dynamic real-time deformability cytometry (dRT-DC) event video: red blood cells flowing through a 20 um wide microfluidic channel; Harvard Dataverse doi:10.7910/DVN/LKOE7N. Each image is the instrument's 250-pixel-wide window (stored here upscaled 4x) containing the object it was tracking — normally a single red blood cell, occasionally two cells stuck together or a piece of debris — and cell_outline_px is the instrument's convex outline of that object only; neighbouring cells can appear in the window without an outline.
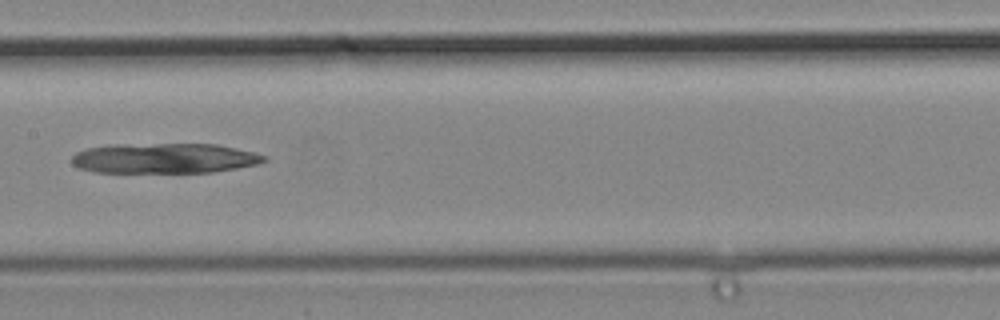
{"species": "common noctule bat (a hibernating species)", "species_latin": "Nyctalus noctula", "temperature_condition": "cold", "stored_images_in_passage": 34, "camera_frame_rate_fps": 3000, "um_per_image_px": 0.085, "animal": {"sex": "male", "body_mass_g": 19.2, "forearm_length_mm": 51.8}, "frame": {"image": 1, "passage_image": 13, "time_ms": 4.0, "image_size_px": [1000, 320], "cell_outline_px": [[268, 160], [256, 164], [236, 168], [212, 172], [96, 172], [80, 168], [72, 164], [72, 156], [76, 152], [88, 148], [112, 144], [216, 144], [236, 148], [268, 156]], "centroid_in_image_um": [13.97, 13.44], "position_along_channel_um": 193.4, "area_um2": 33.7}}